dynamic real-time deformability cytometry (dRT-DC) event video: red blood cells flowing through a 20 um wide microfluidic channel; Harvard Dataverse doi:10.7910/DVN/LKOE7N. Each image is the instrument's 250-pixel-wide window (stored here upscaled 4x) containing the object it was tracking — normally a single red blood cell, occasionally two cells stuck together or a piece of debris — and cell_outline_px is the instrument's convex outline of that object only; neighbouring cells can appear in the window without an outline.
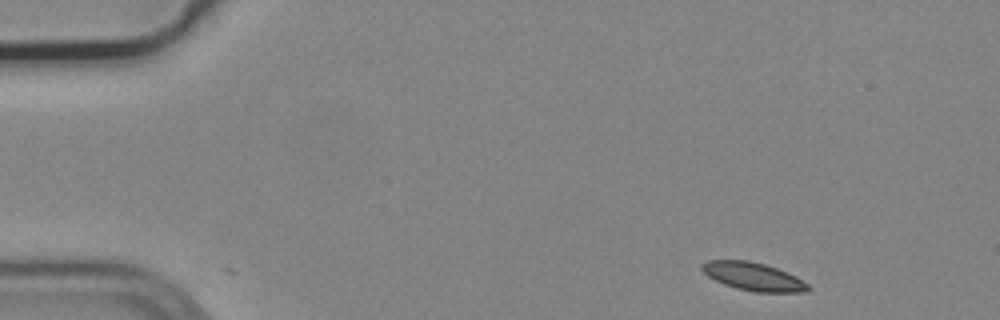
{"species": "common noctule bat (a hibernating species)", "species_latin": "Nyctalus noctula", "temperature_condition": "cold", "stored_images_in_passage": 3, "camera_frame_rate_fps": 3000, "um_per_image_px": 0.085, "animal": {"sex": "male", "body_mass_g": 19.2, "forearm_length_mm": 51.8}, "frame": {"image": 1, "passage_image": 1, "time_ms": 0.0, "image_size_px": [1000, 320], "cell_outline_px": [[812, 288], [808, 292], [756, 292], [736, 288], [724, 284], [708, 276], [700, 268], [700, 264], [708, 260], [748, 260], [764, 264], [776, 268], [796, 276], [808, 284]], "centroid_in_image_um": [64.04, 23.5], "position_along_channel_um": 21.0, "area_um2": 17.4}}
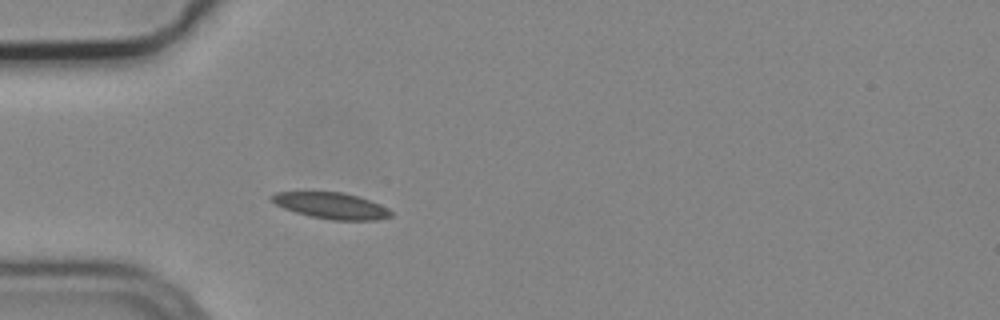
{"frame": {"image": 2, "passage_image": 3, "time_ms": 0.667, "image_size_px": [1000, 320], "cell_outline_px": [[392, 216], [380, 220], [332, 220], [312, 216], [296, 212], [284, 208], [276, 204], [272, 200], [272, 196], [276, 192], [344, 192], [380, 204], [388, 208], [392, 212]], "centroid_in_image_um": [28.21, 17.49], "position_along_channel_um": 56.8, "area_um2": 17.98}}